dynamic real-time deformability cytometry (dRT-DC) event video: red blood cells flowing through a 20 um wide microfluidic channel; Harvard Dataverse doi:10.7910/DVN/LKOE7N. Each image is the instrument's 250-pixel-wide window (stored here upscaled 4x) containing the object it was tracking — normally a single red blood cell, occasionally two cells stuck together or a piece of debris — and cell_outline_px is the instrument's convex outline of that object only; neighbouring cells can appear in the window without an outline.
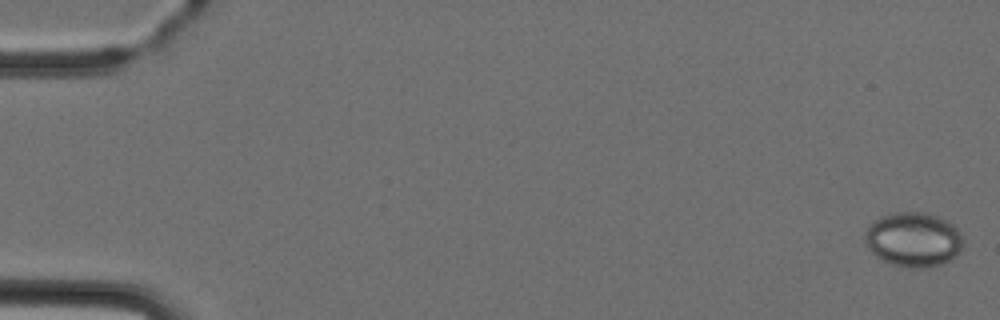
{"species": "Egyptian fruit bat (a non-hibernating species)", "species_latin": "Rousettus aegyptiacus", "temperature_condition": "cold", "stored_images_in_passage": 5, "camera_frame_rate_fps": 3000, "um_per_image_px": 0.085, "animal": {"sex": "female"}, "frame": {"image": 1, "passage_image": 1, "time_ms": 0.0, "image_size_px": [1000, 320], "cell_outline_px": [[964, 244], [960, 252], [956, 256], [940, 264], [920, 268], [912, 268], [892, 264], [880, 260], [864, 244], [864, 236], [868, 228], [876, 220], [884, 216], [896, 212], [924, 212], [948, 220], [960, 232], [964, 240]], "centroid_in_image_um": [77.66, 20.37], "position_along_channel_um": 7.3, "area_um2": 31.21}}